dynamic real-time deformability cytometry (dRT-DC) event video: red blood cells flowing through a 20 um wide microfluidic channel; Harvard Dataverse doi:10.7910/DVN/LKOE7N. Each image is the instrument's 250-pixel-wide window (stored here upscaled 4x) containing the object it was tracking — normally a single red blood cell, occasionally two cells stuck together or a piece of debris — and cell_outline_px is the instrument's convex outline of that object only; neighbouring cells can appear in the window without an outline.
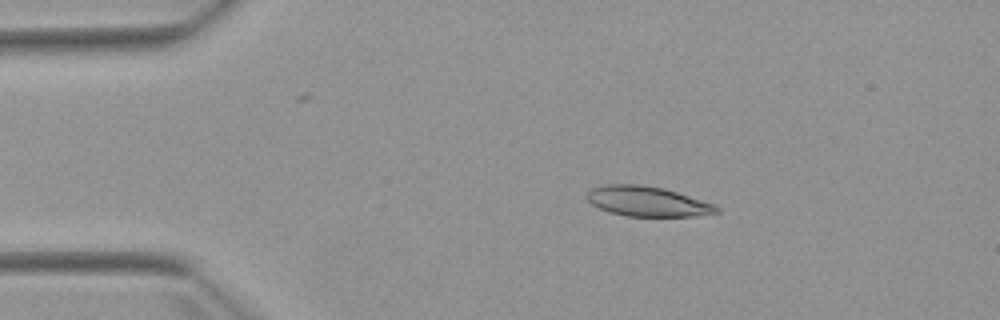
{"species": "Egyptian fruit bat (a non-hibernating species)", "species_latin": "Rousettus aegyptiacus", "temperature_condition": "warm", "stored_images_in_passage": 4, "camera_frame_rate_fps": 3000, "um_per_image_px": 0.085, "animal": {"sex": "female"}, "frame": {"image": 1, "passage_image": 2, "time_ms": 1.333, "image_size_px": [1000, 320], "cell_outline_px": [[720, 212], [692, 216], [628, 216], [612, 212], [600, 208], [592, 204], [588, 200], [588, 192], [592, 188], [608, 184], [640, 184], [664, 188], [716, 204], [720, 208]], "centroid_in_image_um": [55.08, 17.11], "position_along_channel_um": 29.9, "area_um2": 22.48}}